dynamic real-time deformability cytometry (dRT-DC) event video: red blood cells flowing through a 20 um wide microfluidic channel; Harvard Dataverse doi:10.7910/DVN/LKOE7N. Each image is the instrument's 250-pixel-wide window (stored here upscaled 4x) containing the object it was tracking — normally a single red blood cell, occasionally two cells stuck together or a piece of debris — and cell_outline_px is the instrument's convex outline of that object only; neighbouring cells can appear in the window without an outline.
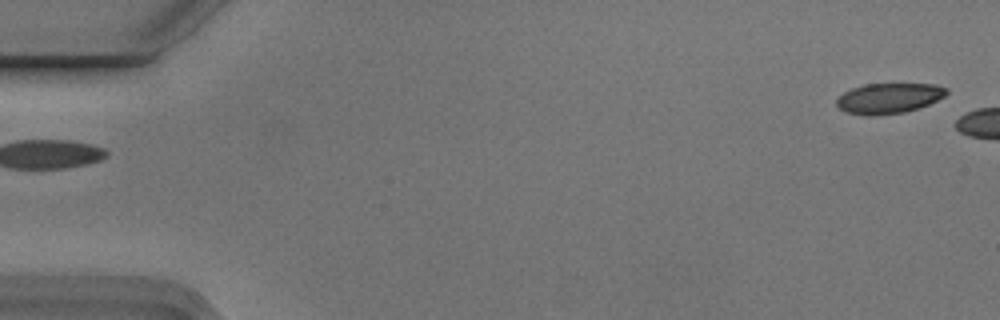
{"species": "Egyptian fruit bat (a non-hibernating species)", "species_latin": "Rousettus aegyptiacus", "temperature_condition": "cold", "stored_images_in_passage": 3, "segment_of_instrument_passage": [2, 2], "camera_frame_rate_fps": 3000, "um_per_image_px": 0.085, "animal": {"sex": "male"}, "frame": {"image": 1, "passage_image": 3, "time_ms": 0.667, "image_size_px": [1000, 320], "cell_outline_px": [[948, 92], [944, 96], [928, 104], [904, 112], [848, 112], [840, 108], [836, 104], [836, 100], [844, 92], [852, 88], [864, 84], [936, 84], [948, 88]], "centroid_in_image_um": [75.61, 8.28], "position_along_channel_um": 9.4, "area_um2": 18.38}}